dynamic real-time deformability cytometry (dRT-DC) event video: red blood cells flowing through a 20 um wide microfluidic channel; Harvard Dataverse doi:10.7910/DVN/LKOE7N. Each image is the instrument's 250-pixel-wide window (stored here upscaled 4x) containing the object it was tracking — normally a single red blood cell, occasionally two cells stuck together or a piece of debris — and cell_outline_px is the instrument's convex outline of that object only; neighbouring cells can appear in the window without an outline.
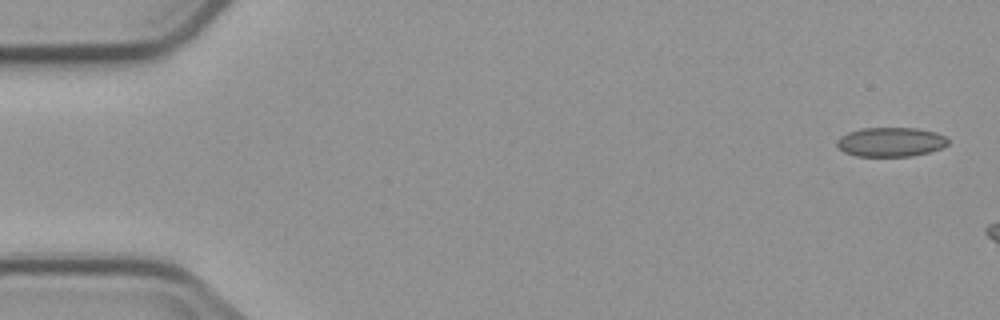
{"species": "common noctule bat (a hibernating species)", "species_latin": "Nyctalus noctula", "temperature_condition": "cold", "stored_images_in_passage": 4, "camera_frame_rate_fps": 3000, "um_per_image_px": 0.085, "animal": {"sex": "male", "body_mass_g": 23.1, "forearm_length_mm": 52.7}, "frame": {"image": 1, "passage_image": 1, "time_ms": 0.0, "image_size_px": [1000, 320], "cell_outline_px": [[948, 144], [940, 148], [928, 152], [912, 156], [856, 156], [844, 152], [836, 144], [836, 140], [840, 136], [848, 132], [864, 128], [916, 128], [936, 132], [944, 136], [948, 140]], "centroid_in_image_um": [75.69, 12.06], "position_along_channel_um": 9.3, "area_um2": 18.9}}